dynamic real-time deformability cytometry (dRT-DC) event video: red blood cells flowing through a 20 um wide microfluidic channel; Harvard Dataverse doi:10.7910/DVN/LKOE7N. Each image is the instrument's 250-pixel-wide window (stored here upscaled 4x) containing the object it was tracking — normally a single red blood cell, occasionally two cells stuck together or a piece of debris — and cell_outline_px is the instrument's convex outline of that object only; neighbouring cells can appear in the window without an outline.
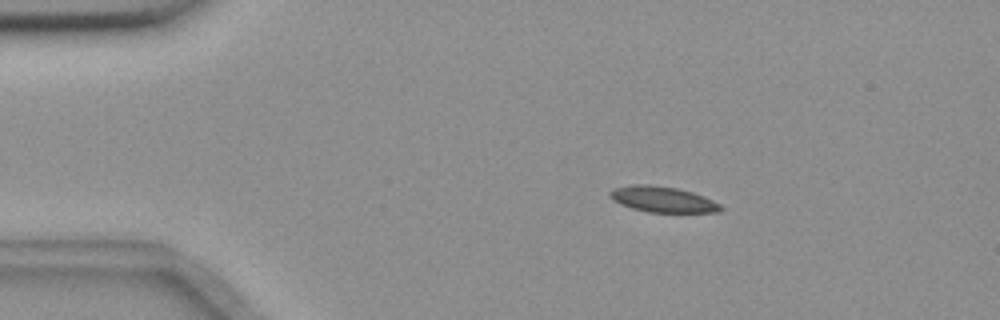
{"species": "common noctule bat (a hibernating species)", "species_latin": "Nyctalus noctula", "temperature_condition": "room temperature", "stored_images_in_passage": 4, "camera_frame_rate_fps": 3000, "um_per_image_px": 0.085, "animal": {"sex": "female", "body_mass_g": 18.4}, "frame": {"image": 1, "passage_image": 2, "time_ms": 0.333, "image_size_px": [1000, 320], "cell_outline_px": [[724, 208], [720, 212], [648, 212], [632, 208], [620, 204], [612, 200], [608, 196], [608, 192], [612, 188], [636, 184], [648, 184], [676, 188], [692, 192], [704, 196], [720, 204]], "centroid_in_image_um": [56.3, 16.94], "position_along_channel_um": 28.7, "area_um2": 16.7}}